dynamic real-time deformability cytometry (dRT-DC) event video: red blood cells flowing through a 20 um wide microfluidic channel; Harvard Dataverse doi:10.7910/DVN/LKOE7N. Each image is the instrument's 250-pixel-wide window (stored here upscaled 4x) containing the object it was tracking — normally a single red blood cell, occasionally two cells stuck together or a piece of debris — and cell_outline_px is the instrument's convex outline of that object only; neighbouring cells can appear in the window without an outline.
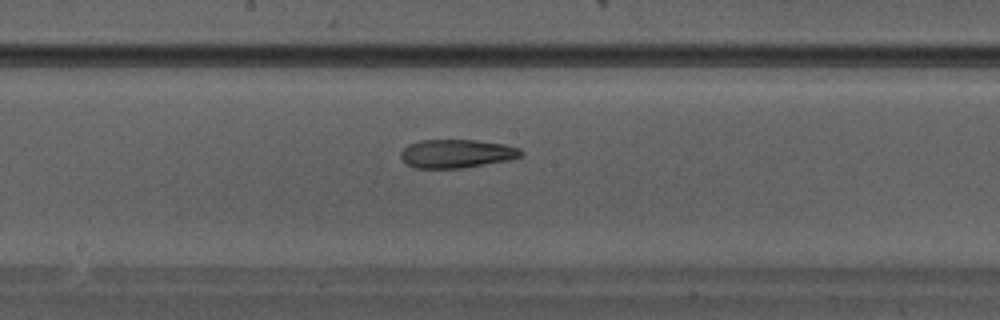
{"species": "Egyptian fruit bat (a non-hibernating species)", "species_latin": "Rousettus aegyptiacus", "temperature_condition": "warm", "stored_images_in_passage": 26, "camera_frame_rate_fps": 3000, "um_per_image_px": 0.085, "animal": {"sex": "male"}, "frame": {"image": 1, "passage_image": 12, "time_ms": 3.667, "image_size_px": [1000, 320], "cell_outline_px": [[524, 152], [520, 156], [508, 160], [460, 168], [416, 168], [408, 164], [400, 156], [400, 152], [408, 144], [420, 140], [476, 140], [504, 144], [520, 148]], "centroid_in_image_um": [38.81, 13.05], "position_along_channel_um": 209.4, "area_um2": 19.83}}